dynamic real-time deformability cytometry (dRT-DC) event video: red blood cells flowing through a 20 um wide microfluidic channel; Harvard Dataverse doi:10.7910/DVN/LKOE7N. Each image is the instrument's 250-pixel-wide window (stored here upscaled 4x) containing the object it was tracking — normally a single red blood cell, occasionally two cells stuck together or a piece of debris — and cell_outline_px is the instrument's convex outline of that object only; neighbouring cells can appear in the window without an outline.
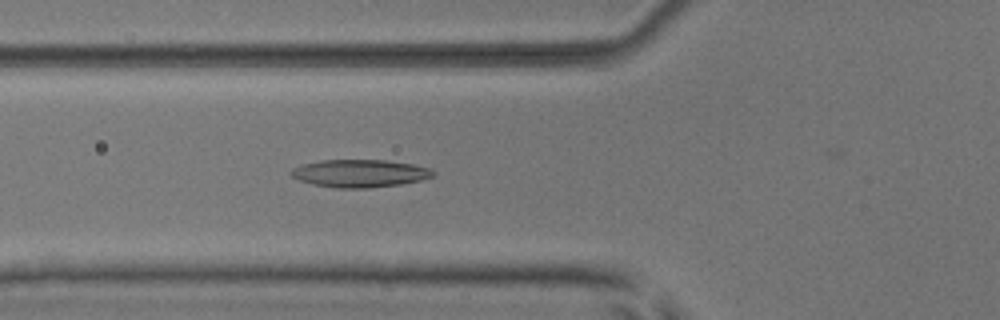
{"species": "common noctule bat (a hibernating species)", "species_latin": "Nyctalus noctula", "temperature_condition": "room temperature", "stored_images_in_passage": 39, "camera_frame_rate_fps": 3000, "um_per_image_px": 0.085, "animal": {"sex": "male", "body_mass_g": 17.9, "forearm_length_mm": 54.2}, "frame": {"image": 1, "passage_image": 6, "time_ms": 1.667, "image_size_px": [1000, 320], "cell_outline_px": [[436, 172], [432, 176], [420, 180], [400, 184], [372, 188], [336, 188], [312, 184], [300, 180], [292, 176], [288, 172], [292, 168], [304, 164], [320, 160], [384, 160], [412, 164], [432, 168]], "centroid_in_image_um": [30.58, 14.74], "position_along_channel_um": 95.2, "area_um2": 22.95}}
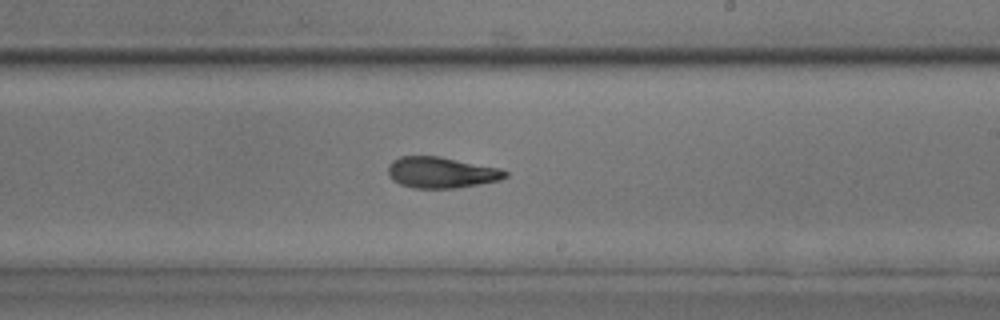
{"frame": {"image": 2, "passage_image": 18, "time_ms": 5.667, "image_size_px": [1000, 320], "cell_outline_px": [[508, 176], [500, 180], [456, 188], [416, 188], [400, 184], [392, 180], [388, 172], [388, 164], [392, 160], [400, 156], [440, 156], [500, 168], [508, 172]], "centroid_in_image_um": [37.5, 14.65], "position_along_channel_um": 251.5, "area_um2": 21.27}}
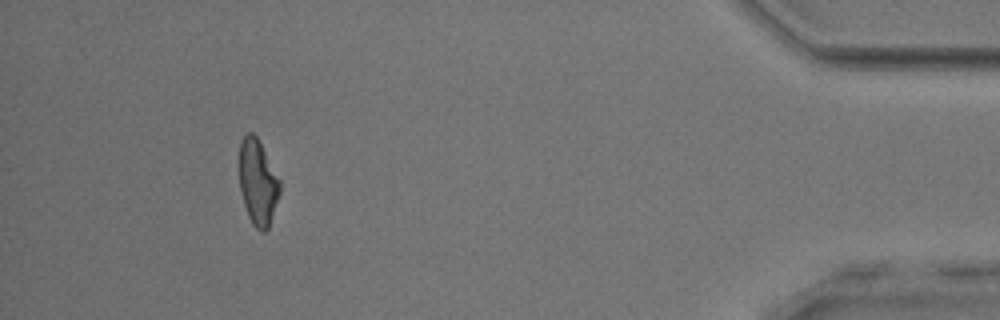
{"frame": {"image": 3, "passage_image": 35, "time_ms": 11.333, "image_size_px": [1000, 320], "cell_outline_px": [[280, 192], [268, 228], [264, 232], [260, 232], [252, 224], [248, 216], [240, 192], [240, 140], [248, 132], [252, 132], [256, 136], [280, 180]], "centroid_in_image_um": [21.91, 15.52], "position_along_channel_um": 413.3, "area_um2": 19.94}, "authors_computed_cell_mechanics": {"area_um2": 21.3282, "velocity_mm_per_s": 3.9133, "shape_relaxation_time_tau1_ms": 6.4538, "shape_relaxation_time_tau2_ms": 3.5022, "deformation_change_tau1": 0.177, "deformation_change_tau2": 0.1178}}